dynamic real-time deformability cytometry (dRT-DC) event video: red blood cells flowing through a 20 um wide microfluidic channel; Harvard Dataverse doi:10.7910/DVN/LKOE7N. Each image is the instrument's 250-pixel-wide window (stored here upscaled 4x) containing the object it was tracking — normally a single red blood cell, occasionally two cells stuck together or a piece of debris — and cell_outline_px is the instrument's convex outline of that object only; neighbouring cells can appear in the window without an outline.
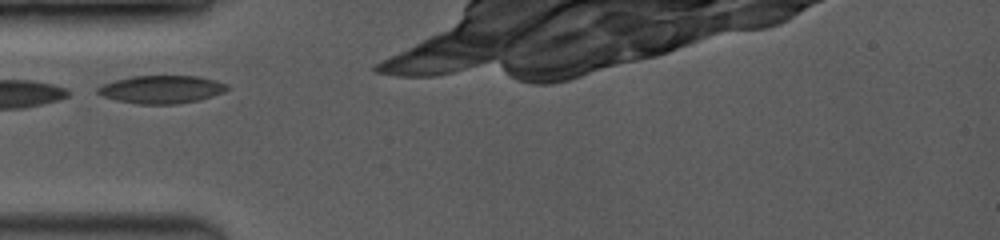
{"species": "common noctule bat (a hibernating species)", "species_latin": "Nyctalus noctula", "temperature_condition": "room temperature", "stored_images_in_passage": 2, "camera_frame_rate_fps": 3500, "um_per_image_px": 0.085, "animal": {"sex": "female", "body_mass_g": 19.0, "forearm_length_mm": 53.3}, "frame": {"image": 1, "passage_image": 1, "time_ms": 0.0, "image_size_px": [1000, 240], "cell_outline_px": [[228, 88], [224, 92], [200, 100], [176, 104], [140, 104], [116, 100], [104, 96], [96, 92], [96, 88], [100, 84], [132, 76], [200, 76], [216, 80], [228, 84]], "centroid_in_image_um": [13.74, 7.59], "position_along_channel_um": 71.3, "area_um2": 21.15}}